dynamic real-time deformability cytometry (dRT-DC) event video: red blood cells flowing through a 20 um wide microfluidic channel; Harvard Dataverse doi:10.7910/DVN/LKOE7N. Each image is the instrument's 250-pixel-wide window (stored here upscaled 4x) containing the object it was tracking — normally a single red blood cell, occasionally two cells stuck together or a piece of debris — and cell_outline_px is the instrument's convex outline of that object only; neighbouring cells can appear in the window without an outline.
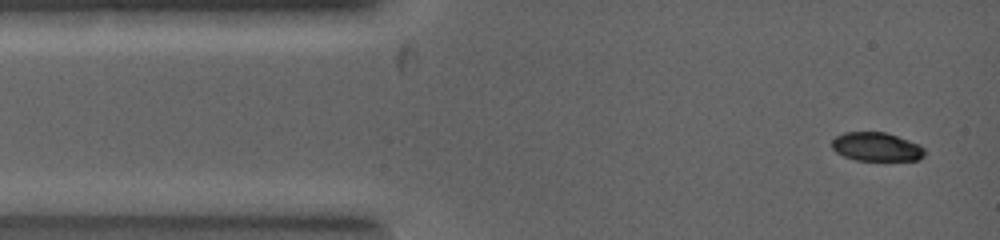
{"species": "common noctule bat (a hibernating species)", "species_latin": "Nyctalus noctula", "temperature_condition": "warm", "stored_images_in_passage": 14, "camera_frame_rate_fps": 5000, "um_per_image_px": 0.085, "animal": {"sex": "female", "body_mass_g": 19.0, "forearm_length_mm": 53.3}, "frame": {"image": 1, "passage_image": 1, "time_ms": 0.0, "image_size_px": [1000, 240], "cell_outline_px": [[924, 156], [920, 160], [856, 160], [844, 156], [836, 152], [832, 148], [832, 140], [836, 136], [844, 132], [884, 132], [920, 144], [924, 148]], "centroid_in_image_um": [74.5, 12.48], "position_along_channel_um": 10.5, "area_um2": 15.49}}
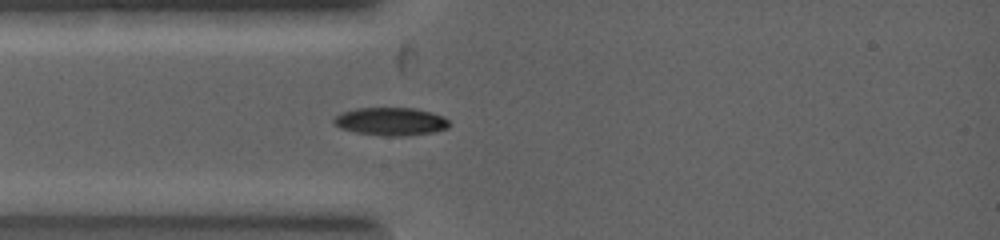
{"frame": {"image": 2, "passage_image": 6, "time_ms": 1.6, "image_size_px": [1000, 240], "cell_outline_px": [[448, 128], [432, 132], [404, 136], [388, 136], [356, 132], [340, 128], [332, 124], [332, 120], [340, 112], [356, 108], [412, 108], [432, 112], [444, 116], [448, 120]], "centroid_in_image_um": [33.18, 10.32], "position_along_channel_um": 51.8, "area_um2": 18.84}}
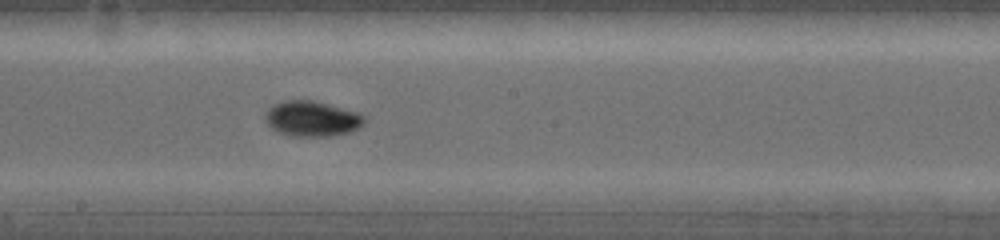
{"frame": {"image": 3, "passage_image": 14, "time_ms": 4.2, "image_size_px": [1000, 240], "cell_outline_px": [[368, 120], [360, 128], [352, 132], [332, 136], [292, 136], [276, 132], [264, 120], [264, 116], [276, 104], [288, 100], [312, 100], [356, 112], [364, 116]], "centroid_in_image_um": [26.57, 10.12], "position_along_channel_um": 221.6, "area_um2": 20.35}}